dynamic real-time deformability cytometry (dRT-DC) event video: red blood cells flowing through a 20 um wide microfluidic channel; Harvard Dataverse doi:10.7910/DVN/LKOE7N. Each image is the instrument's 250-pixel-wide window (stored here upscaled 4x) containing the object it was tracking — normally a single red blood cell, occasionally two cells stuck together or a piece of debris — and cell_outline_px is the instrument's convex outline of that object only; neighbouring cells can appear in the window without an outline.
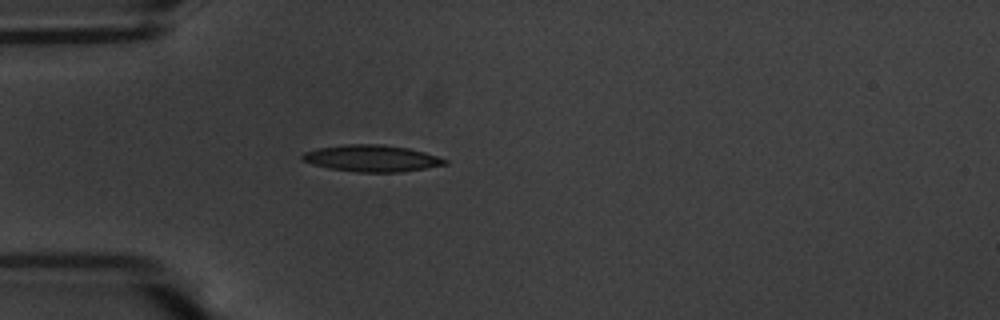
{"species": "common noctule bat (a hibernating species)", "species_latin": "Nyctalus noctula", "temperature_condition": "warm", "stored_images_in_passage": 29, "camera_frame_rate_fps": 3000, "um_per_image_px": 0.085, "animal": {"sex": "male", "body_mass_g": 20.1, "forearm_length_mm": 53.5}, "frame": {"image": 1, "passage_image": 5, "time_ms": 1.333, "image_size_px": [1000, 320], "cell_outline_px": [[448, 164], [400, 172], [356, 172], [332, 168], [312, 164], [300, 160], [300, 156], [304, 152], [316, 148], [344, 144], [384, 144], [408, 148], [424, 152], [448, 160]], "centroid_in_image_um": [31.56, 13.45], "position_along_channel_um": 53.4, "area_um2": 22.14}}
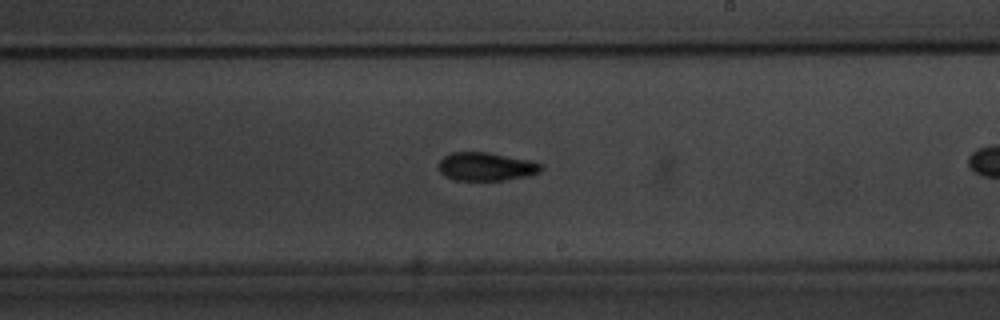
{"frame": {"image": 2, "passage_image": 18, "time_ms": 5.667, "image_size_px": [1000, 320], "cell_outline_px": [[544, 168], [540, 172], [528, 176], [504, 180], [456, 180], [444, 176], [436, 168], [440, 160], [444, 156], [452, 152], [488, 152], [532, 160], [544, 164]], "centroid_in_image_um": [41.34, 14.15], "position_along_channel_um": 247.7, "area_um2": 17.28}}
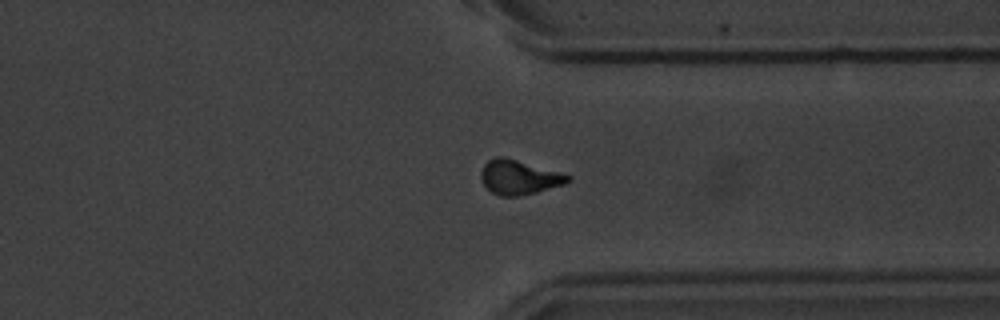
{"frame": {"image": 3, "passage_image": 28, "time_ms": 9.0, "image_size_px": [1000, 320], "cell_outline_px": [[572, 180], [564, 184], [536, 192], [520, 196], [500, 196], [492, 192], [484, 184], [480, 176], [480, 172], [484, 164], [488, 160], [496, 156], [504, 156], [564, 172], [572, 176]], "centroid_in_image_um": [44.16, 15.04], "position_along_channel_um": 367.2, "area_um2": 17.74}}